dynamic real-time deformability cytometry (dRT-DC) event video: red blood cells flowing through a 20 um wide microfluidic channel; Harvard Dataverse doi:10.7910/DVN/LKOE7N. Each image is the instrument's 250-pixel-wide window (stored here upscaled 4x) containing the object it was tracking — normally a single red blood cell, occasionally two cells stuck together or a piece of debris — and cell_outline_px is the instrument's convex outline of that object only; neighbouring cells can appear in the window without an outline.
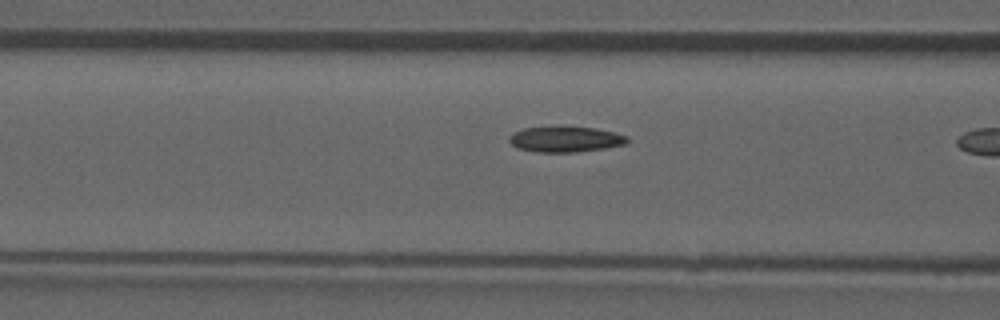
{"species": "common noctule bat (a hibernating species)", "species_latin": "Nyctalus noctula", "temperature_condition": "room temperature", "stored_images_in_passage": 11, "camera_frame_rate_fps": 3000, "um_per_image_px": 0.085, "animal": {"sex": "male", "forearm_length_mm": 52.5}, "frame": {"image": 1, "passage_image": 10, "time_ms": 3.0, "image_size_px": [1000, 320], "cell_outline_px": [[628, 140], [624, 144], [604, 148], [576, 152], [536, 152], [516, 148], [508, 140], [508, 136], [512, 132], [524, 128], [560, 124], [596, 128], [628, 136]], "centroid_in_image_um": [47.98, 11.8], "position_along_channel_um": 118.6, "area_um2": 18.26}}